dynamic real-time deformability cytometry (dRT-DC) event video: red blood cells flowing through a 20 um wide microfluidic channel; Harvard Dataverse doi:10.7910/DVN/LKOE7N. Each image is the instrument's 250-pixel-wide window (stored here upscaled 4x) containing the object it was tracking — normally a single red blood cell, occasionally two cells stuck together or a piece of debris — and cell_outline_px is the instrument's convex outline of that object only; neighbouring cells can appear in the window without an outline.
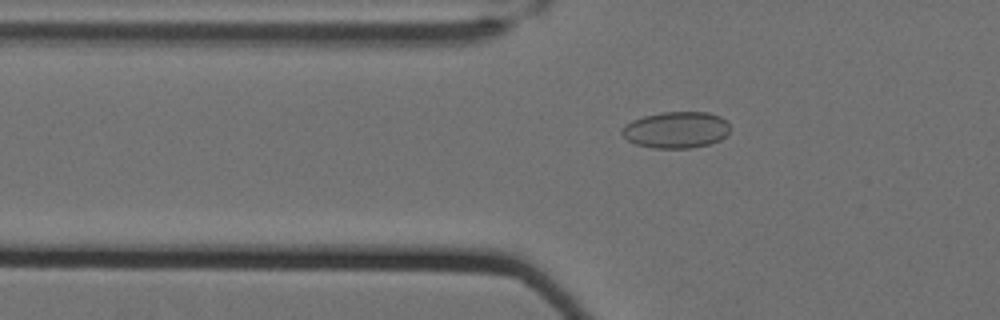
{"species": "Egyptian fruit bat (a non-hibernating species)", "species_latin": "Rousettus aegyptiacus", "temperature_condition": "cold", "stored_images_in_passage": 47, "camera_frame_rate_fps": 3000, "um_per_image_px": 0.085, "animal": {"sex": "female"}, "frame": {"image": 1, "passage_image": 9, "time_ms": 2.667, "image_size_px": [1000, 320], "cell_outline_px": [[728, 132], [720, 140], [708, 144], [688, 148], [652, 148], [636, 144], [628, 140], [620, 132], [620, 128], [624, 124], [632, 120], [644, 116], [660, 112], [708, 112], [720, 116], [728, 124]], "centroid_in_image_um": [57.42, 11.03], "position_along_channel_um": 68.4, "area_um2": 22.95}}
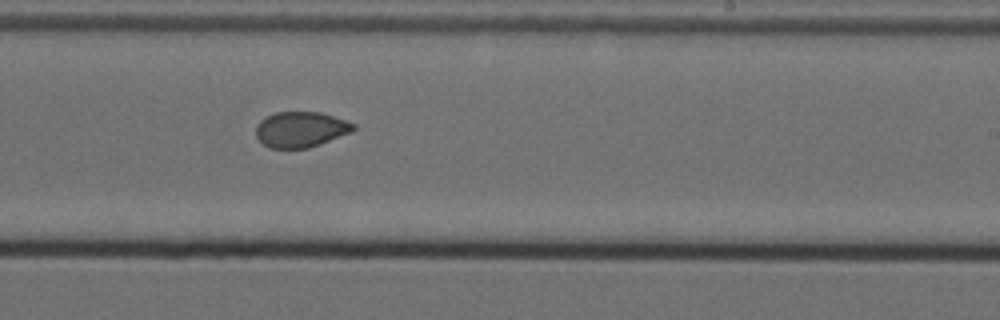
{"frame": {"image": 2, "passage_image": 26, "time_ms": 8.333, "image_size_px": [1000, 320], "cell_outline_px": [[356, 128], [352, 132], [320, 144], [308, 148], [272, 148], [264, 144], [256, 136], [256, 124], [260, 120], [276, 112], [320, 112], [356, 124]], "centroid_in_image_um": [25.57, 11.0], "position_along_channel_um": 263.4, "area_um2": 20.11}}
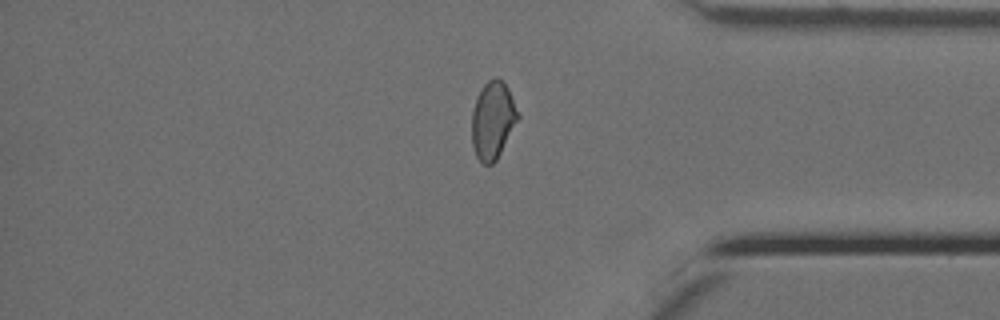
{"frame": {"image": 3, "passage_image": 38, "time_ms": 12.333, "image_size_px": [1000, 320], "cell_outline_px": [[520, 116], [496, 160], [492, 164], [484, 164], [476, 156], [472, 144], [472, 112], [476, 100], [484, 84], [492, 76], [496, 76], [508, 88]], "centroid_in_image_um": [41.88, 10.21], "position_along_channel_um": 393.3, "area_um2": 20.52}, "authors_computed_cell_mechanics": {"area_um2": 21.097, "velocity_mm_per_s": 3.5023, "shape_relaxation_time_tau1_ms": null, "shape_relaxation_time_tau2_ms": 1.4107, "deformation_change_tau1": null, "deformation_change_tau2": 0.0518}}